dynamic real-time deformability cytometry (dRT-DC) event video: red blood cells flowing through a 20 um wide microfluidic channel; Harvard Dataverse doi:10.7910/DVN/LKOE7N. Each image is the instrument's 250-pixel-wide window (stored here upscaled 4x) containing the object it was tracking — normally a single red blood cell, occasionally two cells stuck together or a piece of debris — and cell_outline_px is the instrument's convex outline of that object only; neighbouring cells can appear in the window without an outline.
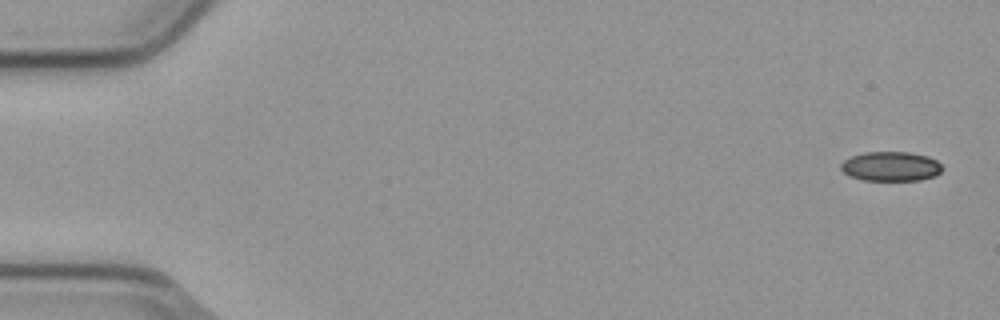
{"species": "common noctule bat (a hibernating species)", "species_latin": "Nyctalus noctula", "temperature_condition": "cold", "stored_images_in_passage": 5, "camera_frame_rate_fps": 3000, "um_per_image_px": 0.085, "animal": {"sex": "male", "body_mass_g": 23.1, "forearm_length_mm": 52.7}, "frame": {"image": 1, "passage_image": 1, "time_ms": 0.0, "image_size_px": [1000, 320], "cell_outline_px": [[944, 168], [936, 176], [920, 180], [864, 180], [848, 176], [840, 168], [840, 164], [844, 160], [852, 156], [864, 152], [908, 152], [928, 156], [936, 160]], "centroid_in_image_um": [75.72, 14.14], "position_along_channel_um": 9.3, "area_um2": 17.51}}
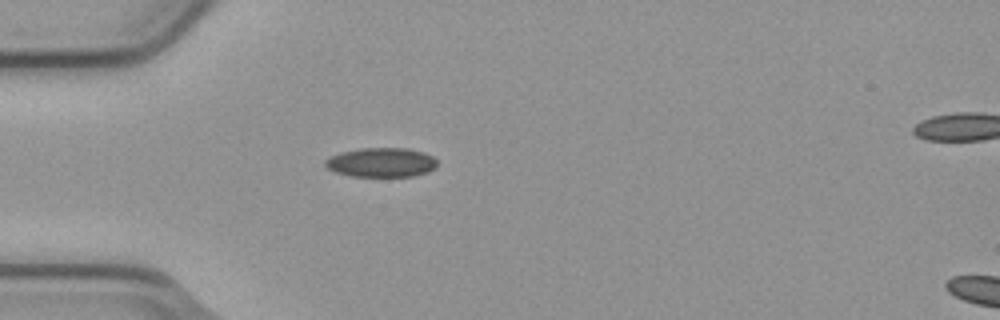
{"frame": {"image": 2, "passage_image": 5, "time_ms": 1.333, "image_size_px": [1000, 320], "cell_outline_px": [[436, 168], [428, 172], [412, 176], [352, 176], [336, 172], [328, 168], [324, 164], [324, 160], [340, 152], [364, 148], [408, 148], [424, 152], [432, 156], [436, 160]], "centroid_in_image_um": [32.43, 13.8], "position_along_channel_um": 52.6, "area_um2": 19.07}}